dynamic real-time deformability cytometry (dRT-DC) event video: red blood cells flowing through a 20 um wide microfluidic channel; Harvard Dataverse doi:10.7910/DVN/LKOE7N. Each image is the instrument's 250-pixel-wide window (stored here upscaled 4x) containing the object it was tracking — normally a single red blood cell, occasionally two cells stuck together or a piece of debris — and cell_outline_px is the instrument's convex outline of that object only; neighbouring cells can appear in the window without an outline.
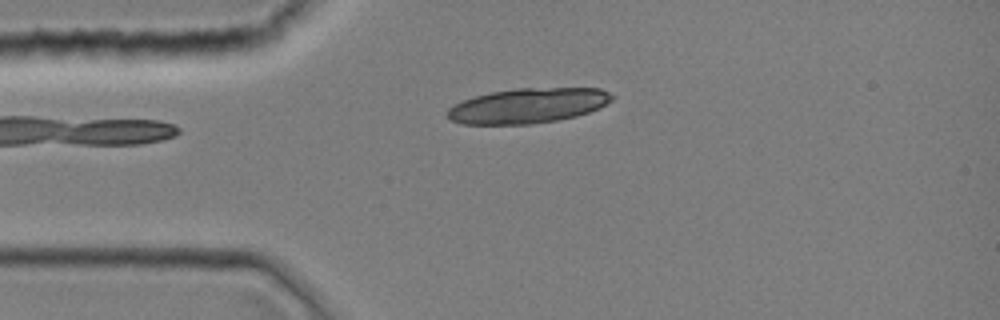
{"species": "common noctule bat (a hibernating species)", "species_latin": "Nyctalus noctula", "temperature_condition": "room temperature", "stored_images_in_passage": 34, "camera_frame_rate_fps": 3000, "um_per_image_px": 0.085, "animal": {"sex": "female", "body_mass_g": 19.0, "forearm_length_mm": 51.5}, "frame": {"image": 1, "passage_image": 1, "time_ms": 0.0, "image_size_px": [1000, 320], "cell_outline_px": [[616, 96], [612, 100], [588, 112], [576, 116], [556, 120], [532, 124], [464, 124], [452, 120], [448, 116], [448, 108], [464, 100], [476, 96], [492, 92], [516, 88], [600, 88]], "centroid_in_image_um": [44.9, 8.98], "position_along_channel_um": 40.1, "area_um2": 33.18}}